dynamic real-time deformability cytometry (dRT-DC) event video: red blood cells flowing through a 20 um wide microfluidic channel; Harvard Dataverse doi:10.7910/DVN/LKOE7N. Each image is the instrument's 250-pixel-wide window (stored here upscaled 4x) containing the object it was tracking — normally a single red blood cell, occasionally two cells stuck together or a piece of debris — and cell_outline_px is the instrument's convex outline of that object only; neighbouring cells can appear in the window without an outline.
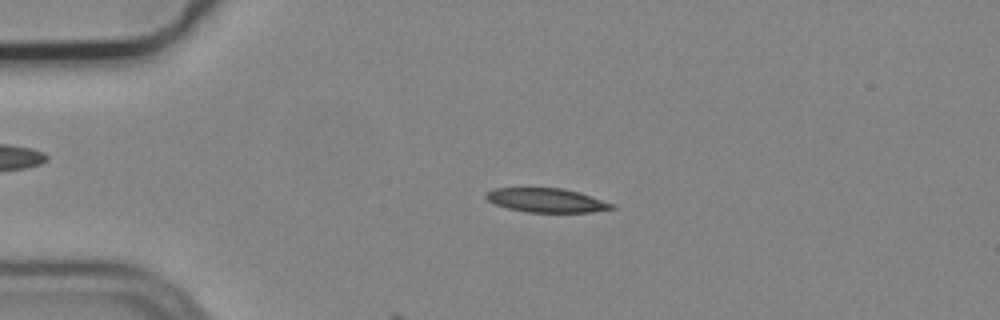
{"species": "common noctule bat (a hibernating species)", "species_latin": "Nyctalus noctula", "temperature_condition": "cold", "stored_images_in_passage": 5, "camera_frame_rate_fps": 3000, "um_per_image_px": 0.085, "animal": {"sex": "male", "body_mass_g": 19.2, "forearm_length_mm": 51.8}, "frame": {"image": 1, "passage_image": 3, "time_ms": 0.667, "image_size_px": [1000, 320], "cell_outline_px": [[616, 208], [592, 212], [528, 212], [508, 208], [496, 204], [488, 200], [484, 196], [492, 188], [564, 188], [580, 192], [616, 204]], "centroid_in_image_um": [46.51, 17.02], "position_along_channel_um": 38.5, "area_um2": 17.69}}